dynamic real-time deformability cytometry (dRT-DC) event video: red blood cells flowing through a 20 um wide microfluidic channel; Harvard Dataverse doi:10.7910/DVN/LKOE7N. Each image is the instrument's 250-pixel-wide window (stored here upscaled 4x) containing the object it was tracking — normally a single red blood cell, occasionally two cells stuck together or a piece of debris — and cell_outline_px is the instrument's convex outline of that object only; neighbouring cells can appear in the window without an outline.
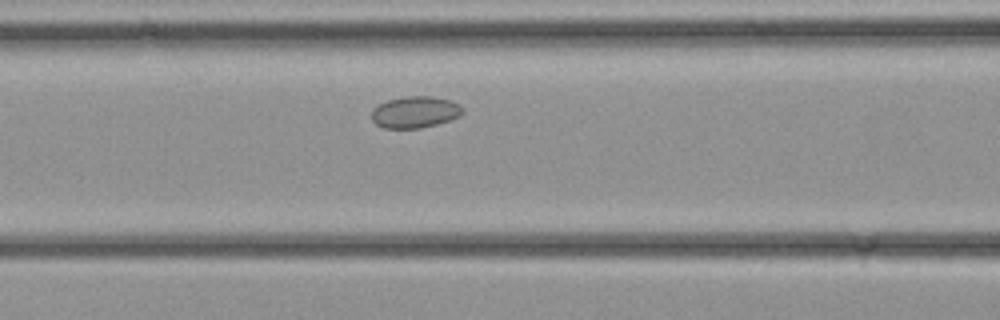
{"species": "common noctule bat (a hibernating species)", "species_latin": "Nyctalus noctula", "temperature_condition": "cold", "stored_images_in_passage": 24, "camera_frame_rate_fps": 3000, "um_per_image_px": 0.085, "animal": {"sex": "female", "body_mass_g": 21.9}, "frame": {"image": 1, "passage_image": 6, "time_ms": 1.667, "image_size_px": [1000, 320], "cell_outline_px": [[464, 112], [460, 116], [436, 124], [420, 128], [384, 128], [376, 124], [372, 120], [372, 108], [388, 100], [404, 96], [432, 96], [452, 100], [460, 104], [464, 108]], "centroid_in_image_um": [35.3, 9.51], "position_along_channel_um": 131.3, "area_um2": 16.88}}
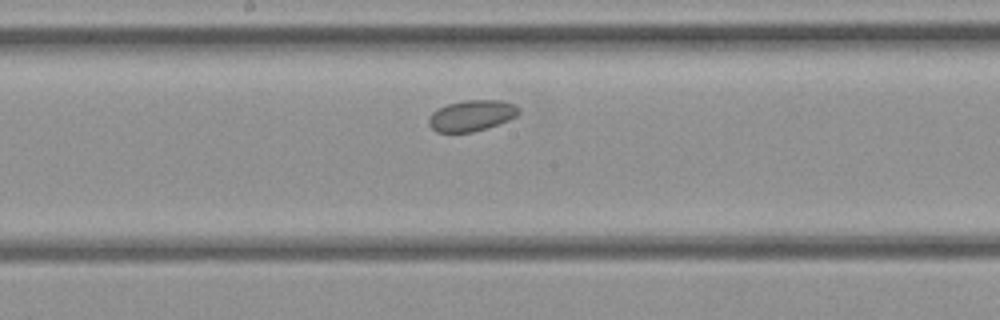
{"frame": {"image": 2, "passage_image": 10, "time_ms": 3.0, "image_size_px": [1000, 320], "cell_outline_px": [[520, 112], [516, 116], [508, 120], [488, 128], [472, 132], [436, 132], [428, 124], [428, 116], [432, 112], [448, 104], [464, 100], [500, 100], [516, 104], [520, 108]], "centroid_in_image_um": [40.1, 9.82], "position_along_channel_um": 208.1, "area_um2": 16.36}}
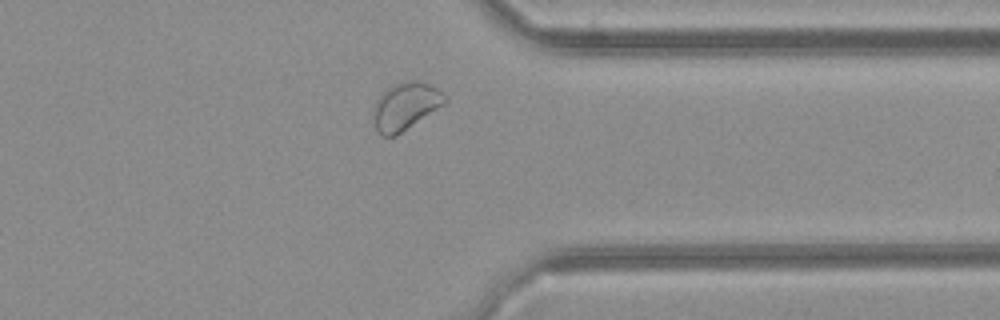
{"frame": {"image": 3, "passage_image": 19, "time_ms": 6.0, "image_size_px": [1000, 320], "cell_outline_px": [[448, 100], [444, 104], [396, 136], [380, 136], [376, 132], [372, 112], [372, 108], [376, 100], [392, 84], [412, 80], [420, 80], [436, 88]], "centroid_in_image_um": [34.41, 9.04], "position_along_channel_um": 377.0, "area_um2": 19.71}}